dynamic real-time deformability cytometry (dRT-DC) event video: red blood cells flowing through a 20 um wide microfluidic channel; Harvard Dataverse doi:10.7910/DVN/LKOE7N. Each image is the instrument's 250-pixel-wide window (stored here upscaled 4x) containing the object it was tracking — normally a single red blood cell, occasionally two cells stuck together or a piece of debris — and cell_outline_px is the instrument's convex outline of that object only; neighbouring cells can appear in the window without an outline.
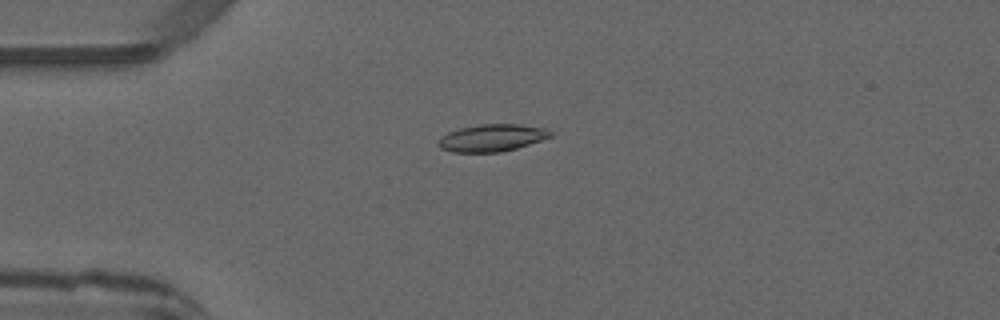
{"species": "common noctule bat (a hibernating species)", "species_latin": "Nyctalus noctula", "temperature_condition": "warm", "stored_images_in_passage": 34, "camera_frame_rate_fps": 3000, "um_per_image_px": 0.085, "animal": {"sex": "male", "forearm_length_mm": 52.5}, "frame": {"image": 1, "passage_image": 13, "time_ms": 4.0, "image_size_px": [1000, 320], "cell_outline_px": [[552, 136], [516, 148], [500, 152], [452, 152], [440, 148], [436, 144], [440, 136], [448, 132], [460, 128], [480, 124], [516, 124], [544, 128], [552, 132]], "centroid_in_image_um": [41.75, 11.72], "position_along_channel_um": 43.3, "area_um2": 17.69}}
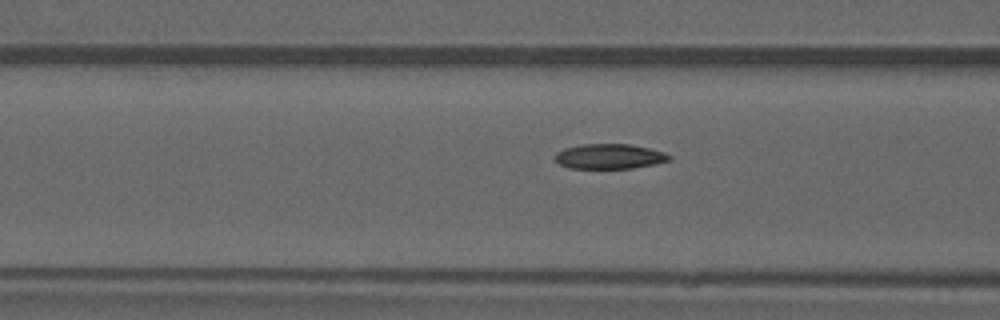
{"frame": {"image": 2, "passage_image": 20, "time_ms": 6.333, "image_size_px": [1000, 320], "cell_outline_px": [[672, 160], [656, 164], [632, 168], [568, 168], [560, 164], [552, 156], [556, 152], [564, 148], [580, 144], [628, 144], [648, 148], [664, 152], [672, 156]], "centroid_in_image_um": [51.79, 13.29], "position_along_channel_um": 114.8, "area_um2": 16.76}}
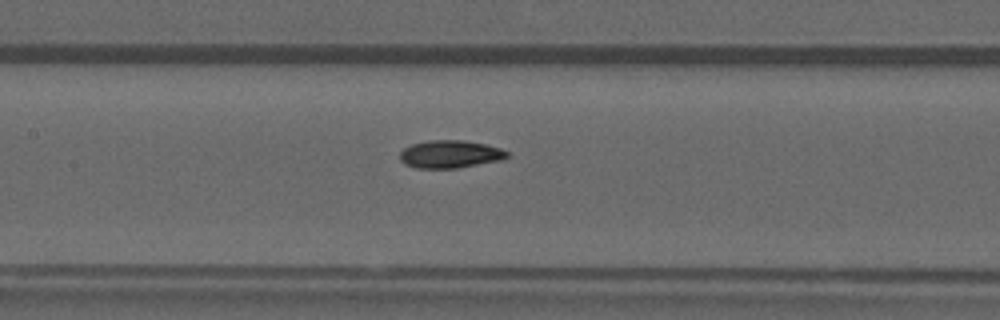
{"frame": {"image": 3, "passage_image": 24, "time_ms": 7.667, "image_size_px": [1000, 320], "cell_outline_px": [[508, 156], [504, 160], [456, 168], [416, 168], [404, 164], [400, 160], [400, 152], [404, 148], [412, 144], [428, 140], [464, 140], [484, 144], [500, 148], [508, 152]], "centroid_in_image_um": [38.26, 13.11], "position_along_channel_um": 169.1, "area_um2": 17.4}}